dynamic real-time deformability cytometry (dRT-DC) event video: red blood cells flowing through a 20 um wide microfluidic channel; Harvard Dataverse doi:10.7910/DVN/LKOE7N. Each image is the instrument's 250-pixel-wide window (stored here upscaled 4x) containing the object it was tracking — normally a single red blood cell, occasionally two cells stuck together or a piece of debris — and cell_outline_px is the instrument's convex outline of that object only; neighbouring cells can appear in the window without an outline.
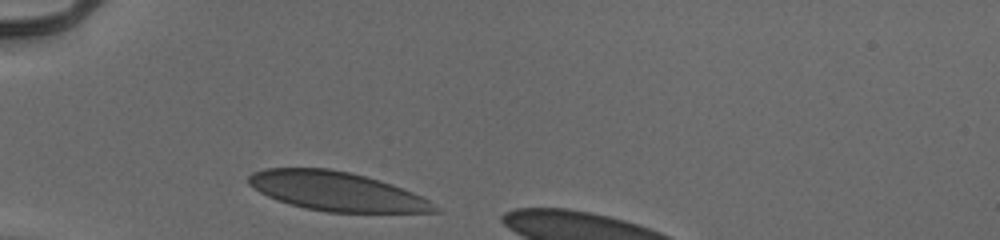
{"species": "human", "species_latin": "Homo sapiens", "temperature_condition": "cold", "stored_images_in_passage": 6, "camera_frame_rate_fps": 3000, "um_per_image_px": 0.085, "donor": {"sex": "male"}, "frame": {"image": 1, "passage_image": 1, "time_ms": 0.0, "image_size_px": [1000, 240], "cell_outline_px": [[440, 212], [328, 212], [304, 208], [288, 204], [276, 200], [260, 192], [248, 184], [248, 176], [252, 172], [264, 168], [328, 168], [348, 172], [380, 180], [392, 184], [412, 192], [428, 200]], "centroid_in_image_um": [28.54, 16.25], "position_along_channel_um": 56.5, "area_um2": 42.08}}
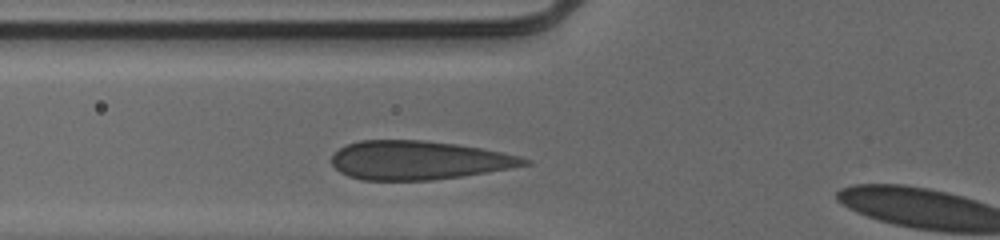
{"frame": {"image": 2, "passage_image": 5, "time_ms": 1.333, "image_size_px": [1000, 240], "cell_outline_px": [[532, 164], [460, 176], [432, 180], [364, 180], [348, 176], [340, 172], [332, 164], [332, 156], [340, 148], [348, 144], [360, 140], [424, 140], [456, 144], [480, 148], [520, 156], [532, 160]], "centroid_in_image_um": [35.57, 13.61], "position_along_channel_um": 90.2, "area_um2": 43.18}}